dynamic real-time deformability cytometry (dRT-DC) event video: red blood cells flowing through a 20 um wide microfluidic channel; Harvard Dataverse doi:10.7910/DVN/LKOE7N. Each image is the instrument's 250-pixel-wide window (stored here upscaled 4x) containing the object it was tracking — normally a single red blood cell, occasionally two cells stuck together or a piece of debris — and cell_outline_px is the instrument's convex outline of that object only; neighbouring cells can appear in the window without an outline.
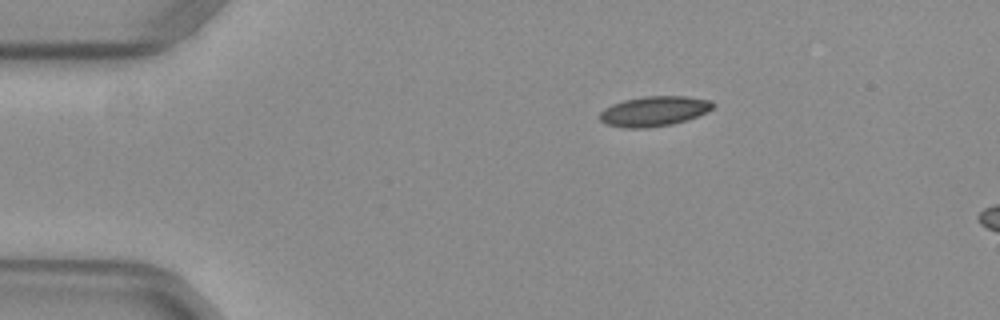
{"species": "common noctule bat (a hibernating species)", "species_latin": "Nyctalus noctula", "temperature_condition": "warm", "stored_images_in_passage": 6, "camera_frame_rate_fps": 3000, "um_per_image_px": 0.085, "animal": {"sex": "female", "body_mass_g": 29.2, "forearm_length_mm": 56.3}, "frame": {"image": 1, "passage_image": 1, "time_ms": 0.0, "image_size_px": [1000, 320], "cell_outline_px": [[716, 104], [712, 108], [688, 120], [672, 124], [644, 128], [624, 128], [608, 124], [600, 120], [600, 112], [604, 108], [612, 104], [624, 100], [644, 96], [688, 96], [712, 100]], "centroid_in_image_um": [55.61, 9.44], "position_along_channel_um": 29.4, "area_um2": 19.77}}